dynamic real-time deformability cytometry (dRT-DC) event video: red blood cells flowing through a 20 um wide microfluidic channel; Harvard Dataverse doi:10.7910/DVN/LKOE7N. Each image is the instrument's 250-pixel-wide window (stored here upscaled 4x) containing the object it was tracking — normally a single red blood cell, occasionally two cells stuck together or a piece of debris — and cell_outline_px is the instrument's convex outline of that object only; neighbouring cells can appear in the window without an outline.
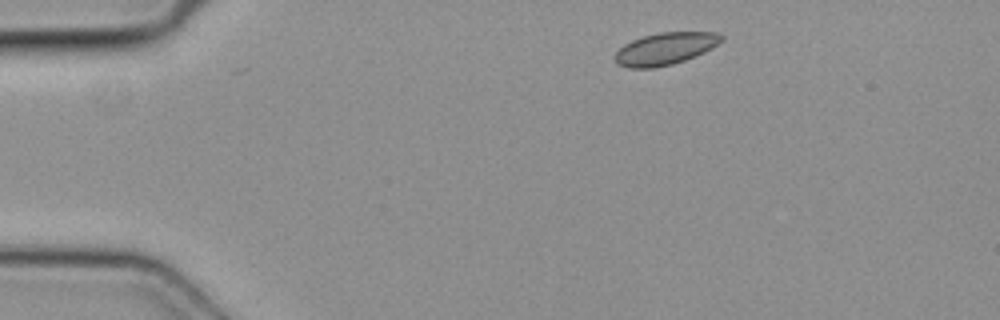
{"species": "common noctule bat (a hibernating species)", "species_latin": "Nyctalus noctula", "temperature_condition": "cold", "stored_images_in_passage": 5, "camera_frame_rate_fps": 3000, "um_per_image_px": 0.085, "animal": {"sex": "female", "body_mass_g": 19.3, "forearm_length_mm": 54.1}, "frame": {"image": 1, "passage_image": 1, "time_ms": 0.0, "image_size_px": [1000, 320], "cell_outline_px": [[724, 40], [712, 48], [696, 56], [672, 64], [656, 68], [628, 68], [616, 64], [612, 56], [624, 44], [632, 40], [644, 36], [660, 32], [716, 32], [724, 36]], "centroid_in_image_um": [56.53, 4.15], "position_along_channel_um": 28.5, "area_um2": 20.17}}
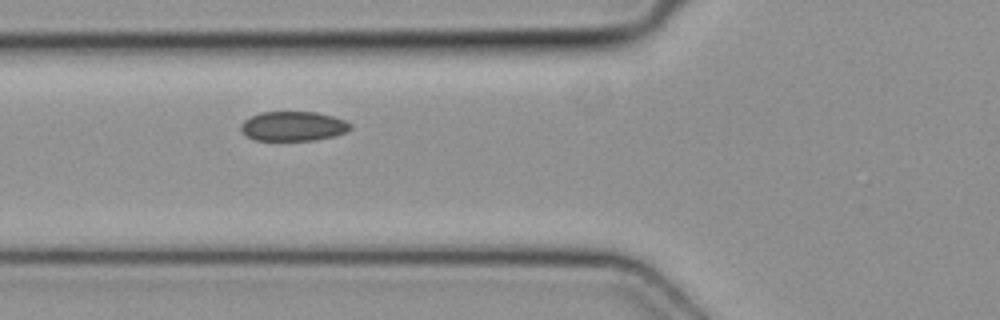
{"frame": {"image": 2, "passage_image": 4, "time_ms": 1.0, "image_size_px": [1000, 320], "cell_outline_px": [[352, 128], [344, 132], [332, 136], [316, 140], [252, 140], [244, 136], [240, 128], [240, 124], [244, 120], [260, 112], [316, 112], [332, 116], [344, 120], [352, 124]], "centroid_in_image_um": [24.87, 10.73], "position_along_channel_um": 100.9, "area_um2": 18.9}}
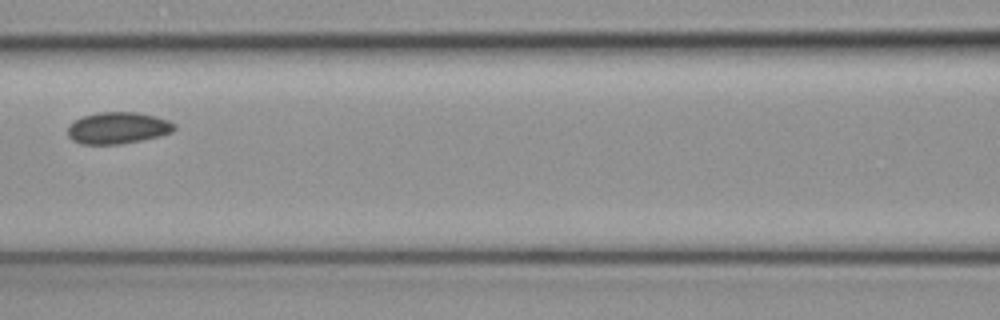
{"frame": {"image": 3, "passage_image": 5, "time_ms": 1.333, "image_size_px": [1000, 320], "cell_outline_px": [[176, 128], [172, 132], [160, 136], [120, 144], [80, 144], [72, 140], [68, 136], [68, 124], [84, 116], [96, 112], [136, 112], [156, 116], [168, 120], [176, 124]], "centroid_in_image_um": [10.02, 10.87], "position_along_channel_um": 156.6, "area_um2": 19.77}}